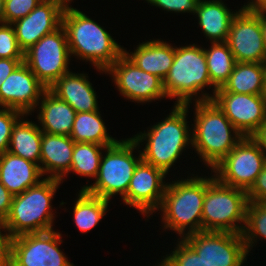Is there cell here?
Here are the masks:
<instances>
[{
    "label": "cell",
    "mask_w": 266,
    "mask_h": 266,
    "mask_svg": "<svg viewBox=\"0 0 266 266\" xmlns=\"http://www.w3.org/2000/svg\"><path fill=\"white\" fill-rule=\"evenodd\" d=\"M59 1H61L63 4H65L66 6H68L69 4L68 3H70V1L72 2V0H59Z\"/></svg>",
    "instance_id": "cell-46"
},
{
    "label": "cell",
    "mask_w": 266,
    "mask_h": 266,
    "mask_svg": "<svg viewBox=\"0 0 266 266\" xmlns=\"http://www.w3.org/2000/svg\"><path fill=\"white\" fill-rule=\"evenodd\" d=\"M261 236V237H260ZM247 253L257 242V237L266 239V202L249 201L246 209V221L242 232Z\"/></svg>",
    "instance_id": "cell-31"
},
{
    "label": "cell",
    "mask_w": 266,
    "mask_h": 266,
    "mask_svg": "<svg viewBox=\"0 0 266 266\" xmlns=\"http://www.w3.org/2000/svg\"><path fill=\"white\" fill-rule=\"evenodd\" d=\"M40 100L37 119L40 121L42 132L70 136L77 112L49 89L45 90Z\"/></svg>",
    "instance_id": "cell-23"
},
{
    "label": "cell",
    "mask_w": 266,
    "mask_h": 266,
    "mask_svg": "<svg viewBox=\"0 0 266 266\" xmlns=\"http://www.w3.org/2000/svg\"><path fill=\"white\" fill-rule=\"evenodd\" d=\"M70 51L61 25L24 52V63L47 88L69 71Z\"/></svg>",
    "instance_id": "cell-9"
},
{
    "label": "cell",
    "mask_w": 266,
    "mask_h": 266,
    "mask_svg": "<svg viewBox=\"0 0 266 266\" xmlns=\"http://www.w3.org/2000/svg\"><path fill=\"white\" fill-rule=\"evenodd\" d=\"M200 0H146L152 6L162 8L166 11L178 13L195 14L197 5Z\"/></svg>",
    "instance_id": "cell-36"
},
{
    "label": "cell",
    "mask_w": 266,
    "mask_h": 266,
    "mask_svg": "<svg viewBox=\"0 0 266 266\" xmlns=\"http://www.w3.org/2000/svg\"><path fill=\"white\" fill-rule=\"evenodd\" d=\"M189 106L190 103L175 104L172 112L162 122L153 125L147 133L144 131L133 136L139 145L147 141L141 151L144 162L162 169L167 174L183 150L188 144H192L191 128L186 118Z\"/></svg>",
    "instance_id": "cell-2"
},
{
    "label": "cell",
    "mask_w": 266,
    "mask_h": 266,
    "mask_svg": "<svg viewBox=\"0 0 266 266\" xmlns=\"http://www.w3.org/2000/svg\"><path fill=\"white\" fill-rule=\"evenodd\" d=\"M139 146L131 137L118 140L115 144L106 147V153L100 159L95 182L92 185L82 187V190L108 201L118 193L123 199L126 196L134 170L142 160L141 152L137 158L133 156L134 149H139Z\"/></svg>",
    "instance_id": "cell-8"
},
{
    "label": "cell",
    "mask_w": 266,
    "mask_h": 266,
    "mask_svg": "<svg viewBox=\"0 0 266 266\" xmlns=\"http://www.w3.org/2000/svg\"><path fill=\"white\" fill-rule=\"evenodd\" d=\"M61 180L44 178L21 194L15 195L4 224L13 238L27 233L52 231L54 214L52 199Z\"/></svg>",
    "instance_id": "cell-6"
},
{
    "label": "cell",
    "mask_w": 266,
    "mask_h": 266,
    "mask_svg": "<svg viewBox=\"0 0 266 266\" xmlns=\"http://www.w3.org/2000/svg\"><path fill=\"white\" fill-rule=\"evenodd\" d=\"M13 195L0 182V220H5L8 216L13 200Z\"/></svg>",
    "instance_id": "cell-39"
},
{
    "label": "cell",
    "mask_w": 266,
    "mask_h": 266,
    "mask_svg": "<svg viewBox=\"0 0 266 266\" xmlns=\"http://www.w3.org/2000/svg\"><path fill=\"white\" fill-rule=\"evenodd\" d=\"M213 87V95L204 93L203 88ZM165 94L176 98L177 105H186L193 101L212 100L217 89L212 85L207 68L204 48L196 44L175 47L173 64L163 80ZM201 91L202 96L197 94ZM196 95V96H195Z\"/></svg>",
    "instance_id": "cell-5"
},
{
    "label": "cell",
    "mask_w": 266,
    "mask_h": 266,
    "mask_svg": "<svg viewBox=\"0 0 266 266\" xmlns=\"http://www.w3.org/2000/svg\"><path fill=\"white\" fill-rule=\"evenodd\" d=\"M251 1L250 2L248 1L247 5H243L244 8L253 9V10L266 9V0H251Z\"/></svg>",
    "instance_id": "cell-42"
},
{
    "label": "cell",
    "mask_w": 266,
    "mask_h": 266,
    "mask_svg": "<svg viewBox=\"0 0 266 266\" xmlns=\"http://www.w3.org/2000/svg\"><path fill=\"white\" fill-rule=\"evenodd\" d=\"M99 110L76 113L70 138L76 143L111 146L118 140L109 136Z\"/></svg>",
    "instance_id": "cell-27"
},
{
    "label": "cell",
    "mask_w": 266,
    "mask_h": 266,
    "mask_svg": "<svg viewBox=\"0 0 266 266\" xmlns=\"http://www.w3.org/2000/svg\"><path fill=\"white\" fill-rule=\"evenodd\" d=\"M222 0H200L196 8L199 26L211 43L226 42L234 12ZM234 12V13H233Z\"/></svg>",
    "instance_id": "cell-24"
},
{
    "label": "cell",
    "mask_w": 266,
    "mask_h": 266,
    "mask_svg": "<svg viewBox=\"0 0 266 266\" xmlns=\"http://www.w3.org/2000/svg\"><path fill=\"white\" fill-rule=\"evenodd\" d=\"M183 239L210 266H243L248 256L242 234L200 231Z\"/></svg>",
    "instance_id": "cell-13"
},
{
    "label": "cell",
    "mask_w": 266,
    "mask_h": 266,
    "mask_svg": "<svg viewBox=\"0 0 266 266\" xmlns=\"http://www.w3.org/2000/svg\"><path fill=\"white\" fill-rule=\"evenodd\" d=\"M248 200L252 202H266V165L256 177L252 187L247 191Z\"/></svg>",
    "instance_id": "cell-37"
},
{
    "label": "cell",
    "mask_w": 266,
    "mask_h": 266,
    "mask_svg": "<svg viewBox=\"0 0 266 266\" xmlns=\"http://www.w3.org/2000/svg\"><path fill=\"white\" fill-rule=\"evenodd\" d=\"M22 62L24 59L0 58V86Z\"/></svg>",
    "instance_id": "cell-40"
},
{
    "label": "cell",
    "mask_w": 266,
    "mask_h": 266,
    "mask_svg": "<svg viewBox=\"0 0 266 266\" xmlns=\"http://www.w3.org/2000/svg\"><path fill=\"white\" fill-rule=\"evenodd\" d=\"M216 92L264 94L263 63L236 62L229 79Z\"/></svg>",
    "instance_id": "cell-26"
},
{
    "label": "cell",
    "mask_w": 266,
    "mask_h": 266,
    "mask_svg": "<svg viewBox=\"0 0 266 266\" xmlns=\"http://www.w3.org/2000/svg\"><path fill=\"white\" fill-rule=\"evenodd\" d=\"M4 231L6 233L1 232ZM11 239L3 220H0V266H10Z\"/></svg>",
    "instance_id": "cell-38"
},
{
    "label": "cell",
    "mask_w": 266,
    "mask_h": 266,
    "mask_svg": "<svg viewBox=\"0 0 266 266\" xmlns=\"http://www.w3.org/2000/svg\"><path fill=\"white\" fill-rule=\"evenodd\" d=\"M23 115L15 109H0V155L8 151L13 126Z\"/></svg>",
    "instance_id": "cell-34"
},
{
    "label": "cell",
    "mask_w": 266,
    "mask_h": 266,
    "mask_svg": "<svg viewBox=\"0 0 266 266\" xmlns=\"http://www.w3.org/2000/svg\"><path fill=\"white\" fill-rule=\"evenodd\" d=\"M248 203L246 191L221 183L214 174L206 177L202 231L242 234Z\"/></svg>",
    "instance_id": "cell-7"
},
{
    "label": "cell",
    "mask_w": 266,
    "mask_h": 266,
    "mask_svg": "<svg viewBox=\"0 0 266 266\" xmlns=\"http://www.w3.org/2000/svg\"><path fill=\"white\" fill-rule=\"evenodd\" d=\"M43 0H4V23L12 24L14 21L27 16Z\"/></svg>",
    "instance_id": "cell-35"
},
{
    "label": "cell",
    "mask_w": 266,
    "mask_h": 266,
    "mask_svg": "<svg viewBox=\"0 0 266 266\" xmlns=\"http://www.w3.org/2000/svg\"><path fill=\"white\" fill-rule=\"evenodd\" d=\"M212 100L244 137L251 136L266 120L264 94L215 92Z\"/></svg>",
    "instance_id": "cell-16"
},
{
    "label": "cell",
    "mask_w": 266,
    "mask_h": 266,
    "mask_svg": "<svg viewBox=\"0 0 266 266\" xmlns=\"http://www.w3.org/2000/svg\"><path fill=\"white\" fill-rule=\"evenodd\" d=\"M86 75L68 72L57 79L49 90L67 102L77 113L97 111L99 110L96 98L98 96Z\"/></svg>",
    "instance_id": "cell-20"
},
{
    "label": "cell",
    "mask_w": 266,
    "mask_h": 266,
    "mask_svg": "<svg viewBox=\"0 0 266 266\" xmlns=\"http://www.w3.org/2000/svg\"><path fill=\"white\" fill-rule=\"evenodd\" d=\"M0 58L24 59V52L16 39L12 24H0Z\"/></svg>",
    "instance_id": "cell-33"
},
{
    "label": "cell",
    "mask_w": 266,
    "mask_h": 266,
    "mask_svg": "<svg viewBox=\"0 0 266 266\" xmlns=\"http://www.w3.org/2000/svg\"><path fill=\"white\" fill-rule=\"evenodd\" d=\"M4 23V0H0V24Z\"/></svg>",
    "instance_id": "cell-44"
},
{
    "label": "cell",
    "mask_w": 266,
    "mask_h": 266,
    "mask_svg": "<svg viewBox=\"0 0 266 266\" xmlns=\"http://www.w3.org/2000/svg\"><path fill=\"white\" fill-rule=\"evenodd\" d=\"M23 118L24 116L13 126L8 152L39 166L42 130L35 122Z\"/></svg>",
    "instance_id": "cell-25"
},
{
    "label": "cell",
    "mask_w": 266,
    "mask_h": 266,
    "mask_svg": "<svg viewBox=\"0 0 266 266\" xmlns=\"http://www.w3.org/2000/svg\"><path fill=\"white\" fill-rule=\"evenodd\" d=\"M61 233H27L11 239L10 266H74L59 249Z\"/></svg>",
    "instance_id": "cell-11"
},
{
    "label": "cell",
    "mask_w": 266,
    "mask_h": 266,
    "mask_svg": "<svg viewBox=\"0 0 266 266\" xmlns=\"http://www.w3.org/2000/svg\"><path fill=\"white\" fill-rule=\"evenodd\" d=\"M261 26H262L264 45L266 48V9H261Z\"/></svg>",
    "instance_id": "cell-43"
},
{
    "label": "cell",
    "mask_w": 266,
    "mask_h": 266,
    "mask_svg": "<svg viewBox=\"0 0 266 266\" xmlns=\"http://www.w3.org/2000/svg\"><path fill=\"white\" fill-rule=\"evenodd\" d=\"M47 88L38 80L30 68L22 62L0 86V108L31 114Z\"/></svg>",
    "instance_id": "cell-17"
},
{
    "label": "cell",
    "mask_w": 266,
    "mask_h": 266,
    "mask_svg": "<svg viewBox=\"0 0 266 266\" xmlns=\"http://www.w3.org/2000/svg\"><path fill=\"white\" fill-rule=\"evenodd\" d=\"M74 141L67 135L42 132L40 165L42 175L63 181L71 168Z\"/></svg>",
    "instance_id": "cell-19"
},
{
    "label": "cell",
    "mask_w": 266,
    "mask_h": 266,
    "mask_svg": "<svg viewBox=\"0 0 266 266\" xmlns=\"http://www.w3.org/2000/svg\"><path fill=\"white\" fill-rule=\"evenodd\" d=\"M112 75L120 94L137 103L166 98L163 81L156 75L137 67L124 54L112 64L105 74Z\"/></svg>",
    "instance_id": "cell-14"
},
{
    "label": "cell",
    "mask_w": 266,
    "mask_h": 266,
    "mask_svg": "<svg viewBox=\"0 0 266 266\" xmlns=\"http://www.w3.org/2000/svg\"><path fill=\"white\" fill-rule=\"evenodd\" d=\"M141 70L158 76L162 81L167 76L175 56V46L163 40L140 43L134 52L123 53Z\"/></svg>",
    "instance_id": "cell-22"
},
{
    "label": "cell",
    "mask_w": 266,
    "mask_h": 266,
    "mask_svg": "<svg viewBox=\"0 0 266 266\" xmlns=\"http://www.w3.org/2000/svg\"><path fill=\"white\" fill-rule=\"evenodd\" d=\"M192 176L172 181L173 183L169 184L167 182L161 205L158 208L163 212V228L174 231L181 239L202 231L206 177L193 174Z\"/></svg>",
    "instance_id": "cell-4"
},
{
    "label": "cell",
    "mask_w": 266,
    "mask_h": 266,
    "mask_svg": "<svg viewBox=\"0 0 266 266\" xmlns=\"http://www.w3.org/2000/svg\"><path fill=\"white\" fill-rule=\"evenodd\" d=\"M42 176L36 163L8 151L0 155V182L13 196L37 185Z\"/></svg>",
    "instance_id": "cell-21"
},
{
    "label": "cell",
    "mask_w": 266,
    "mask_h": 266,
    "mask_svg": "<svg viewBox=\"0 0 266 266\" xmlns=\"http://www.w3.org/2000/svg\"><path fill=\"white\" fill-rule=\"evenodd\" d=\"M108 146L94 143H74L71 168L67 174L73 172L83 177L96 178L99 170L102 150Z\"/></svg>",
    "instance_id": "cell-30"
},
{
    "label": "cell",
    "mask_w": 266,
    "mask_h": 266,
    "mask_svg": "<svg viewBox=\"0 0 266 266\" xmlns=\"http://www.w3.org/2000/svg\"><path fill=\"white\" fill-rule=\"evenodd\" d=\"M264 96L266 97V62L263 63Z\"/></svg>",
    "instance_id": "cell-45"
},
{
    "label": "cell",
    "mask_w": 266,
    "mask_h": 266,
    "mask_svg": "<svg viewBox=\"0 0 266 266\" xmlns=\"http://www.w3.org/2000/svg\"><path fill=\"white\" fill-rule=\"evenodd\" d=\"M108 200L80 190L73 207V217L77 228L86 233L94 228L107 211Z\"/></svg>",
    "instance_id": "cell-28"
},
{
    "label": "cell",
    "mask_w": 266,
    "mask_h": 266,
    "mask_svg": "<svg viewBox=\"0 0 266 266\" xmlns=\"http://www.w3.org/2000/svg\"><path fill=\"white\" fill-rule=\"evenodd\" d=\"M265 165L258 144L246 136L212 170L221 183L247 192Z\"/></svg>",
    "instance_id": "cell-10"
},
{
    "label": "cell",
    "mask_w": 266,
    "mask_h": 266,
    "mask_svg": "<svg viewBox=\"0 0 266 266\" xmlns=\"http://www.w3.org/2000/svg\"><path fill=\"white\" fill-rule=\"evenodd\" d=\"M250 137L258 144L266 160V120Z\"/></svg>",
    "instance_id": "cell-41"
},
{
    "label": "cell",
    "mask_w": 266,
    "mask_h": 266,
    "mask_svg": "<svg viewBox=\"0 0 266 266\" xmlns=\"http://www.w3.org/2000/svg\"><path fill=\"white\" fill-rule=\"evenodd\" d=\"M65 6L59 0H43L27 16L12 23L16 39L23 52L62 25Z\"/></svg>",
    "instance_id": "cell-18"
},
{
    "label": "cell",
    "mask_w": 266,
    "mask_h": 266,
    "mask_svg": "<svg viewBox=\"0 0 266 266\" xmlns=\"http://www.w3.org/2000/svg\"><path fill=\"white\" fill-rule=\"evenodd\" d=\"M209 49L204 48L207 68L212 85L222 88L233 72L236 60L226 42L211 43Z\"/></svg>",
    "instance_id": "cell-29"
},
{
    "label": "cell",
    "mask_w": 266,
    "mask_h": 266,
    "mask_svg": "<svg viewBox=\"0 0 266 266\" xmlns=\"http://www.w3.org/2000/svg\"><path fill=\"white\" fill-rule=\"evenodd\" d=\"M62 26L70 55L90 61L102 73L124 53V48L103 27L71 5L64 8Z\"/></svg>",
    "instance_id": "cell-1"
},
{
    "label": "cell",
    "mask_w": 266,
    "mask_h": 266,
    "mask_svg": "<svg viewBox=\"0 0 266 266\" xmlns=\"http://www.w3.org/2000/svg\"><path fill=\"white\" fill-rule=\"evenodd\" d=\"M194 106L191 146L212 170L244 136L213 100L195 101Z\"/></svg>",
    "instance_id": "cell-3"
},
{
    "label": "cell",
    "mask_w": 266,
    "mask_h": 266,
    "mask_svg": "<svg viewBox=\"0 0 266 266\" xmlns=\"http://www.w3.org/2000/svg\"><path fill=\"white\" fill-rule=\"evenodd\" d=\"M165 177L162 169L141 160L134 170L123 202L149 218L161 205L167 186L163 182Z\"/></svg>",
    "instance_id": "cell-15"
},
{
    "label": "cell",
    "mask_w": 266,
    "mask_h": 266,
    "mask_svg": "<svg viewBox=\"0 0 266 266\" xmlns=\"http://www.w3.org/2000/svg\"><path fill=\"white\" fill-rule=\"evenodd\" d=\"M226 43L236 62L265 63L261 9L253 10L242 6L231 22Z\"/></svg>",
    "instance_id": "cell-12"
},
{
    "label": "cell",
    "mask_w": 266,
    "mask_h": 266,
    "mask_svg": "<svg viewBox=\"0 0 266 266\" xmlns=\"http://www.w3.org/2000/svg\"><path fill=\"white\" fill-rule=\"evenodd\" d=\"M171 254L166 255L159 266H210L197 252L182 238Z\"/></svg>",
    "instance_id": "cell-32"
}]
</instances>
